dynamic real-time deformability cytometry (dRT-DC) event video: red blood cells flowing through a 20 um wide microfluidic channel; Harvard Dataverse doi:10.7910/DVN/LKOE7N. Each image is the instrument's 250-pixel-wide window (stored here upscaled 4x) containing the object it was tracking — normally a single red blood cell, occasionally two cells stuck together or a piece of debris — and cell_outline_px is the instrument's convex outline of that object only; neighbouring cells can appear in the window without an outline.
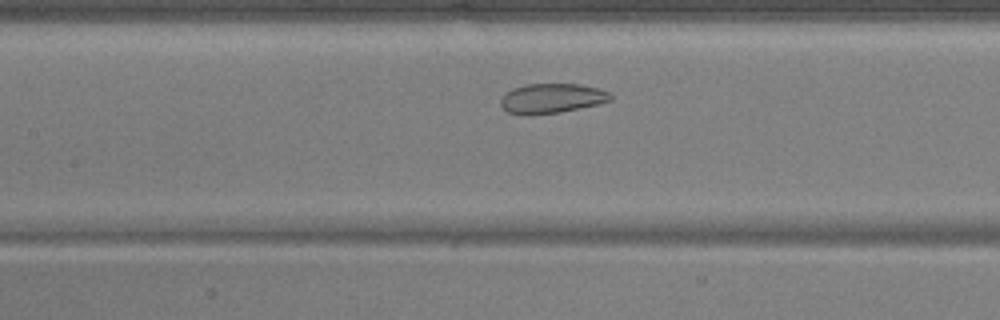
{"species": "common noctule bat (a hibernating species)", "species_latin": "Nyctalus noctula", "temperature_condition": "warm", "stored_images_in_passage": 43, "camera_frame_rate_fps": 3000, "um_per_image_px": 0.085, "animal": {"sex": "male", "body_mass_g": 17.9, "forearm_length_mm": 54.2}, "frame": {"image": 1, "passage_image": 14, "time_ms": 4.333, "image_size_px": [1000, 320], "cell_outline_px": [[612, 100], [600, 104], [560, 112], [508, 112], [500, 104], [500, 100], [504, 92], [512, 88], [528, 84], [580, 84], [596, 88], [608, 92], [612, 96]], "centroid_in_image_um": [46.94, 8.32], "position_along_channel_um": 160.5, "area_um2": 18.44}}
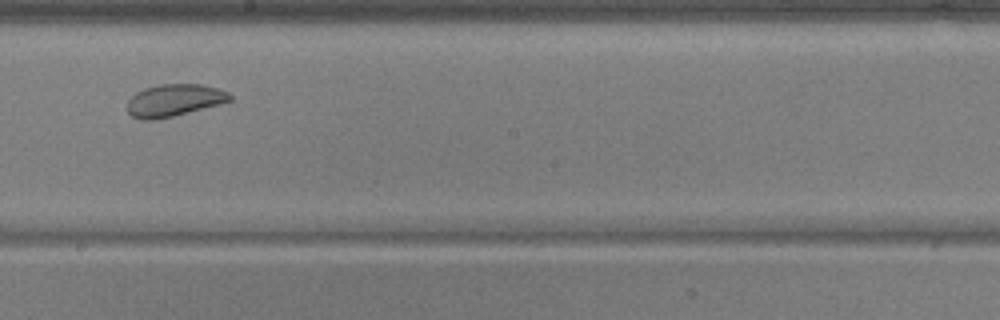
{"frame": {"image": 2, "passage_image": 20, "time_ms": 6.333, "image_size_px": [1000, 320], "cell_outline_px": [[232, 100], [220, 104], [156, 120], [140, 120], [132, 116], [128, 112], [128, 100], [136, 92], [144, 88], [160, 84], [200, 84], [220, 88], [228, 92], [232, 96]], "centroid_in_image_um": [14.81, 8.52], "position_along_channel_um": 233.4, "area_um2": 19.31}}
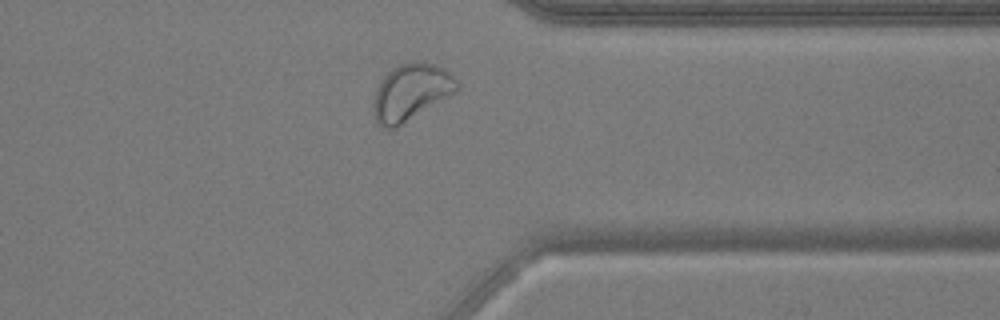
{"frame": {"image": 3, "passage_image": 32, "time_ms": 10.333, "image_size_px": [1000, 320], "cell_outline_px": [[460, 84], [456, 92], [396, 128], [384, 128], [376, 120], [372, 112], [372, 104], [376, 88], [384, 76], [392, 68], [400, 64], [412, 60], [416, 60], [432, 64], [444, 68]], "centroid_in_image_um": [34.91, 7.83], "position_along_channel_um": 376.5, "area_um2": 27.57}, "authors_computed_cell_mechanics": {"area_um2": 22.6576, "velocity_mm_per_s": 3.6663, "shape_relaxation_time_tau1_ms": null, "shape_relaxation_time_tau2_ms": 2.2038, "deformation_change_tau1": null, "deformation_change_tau2": 0.0631}}